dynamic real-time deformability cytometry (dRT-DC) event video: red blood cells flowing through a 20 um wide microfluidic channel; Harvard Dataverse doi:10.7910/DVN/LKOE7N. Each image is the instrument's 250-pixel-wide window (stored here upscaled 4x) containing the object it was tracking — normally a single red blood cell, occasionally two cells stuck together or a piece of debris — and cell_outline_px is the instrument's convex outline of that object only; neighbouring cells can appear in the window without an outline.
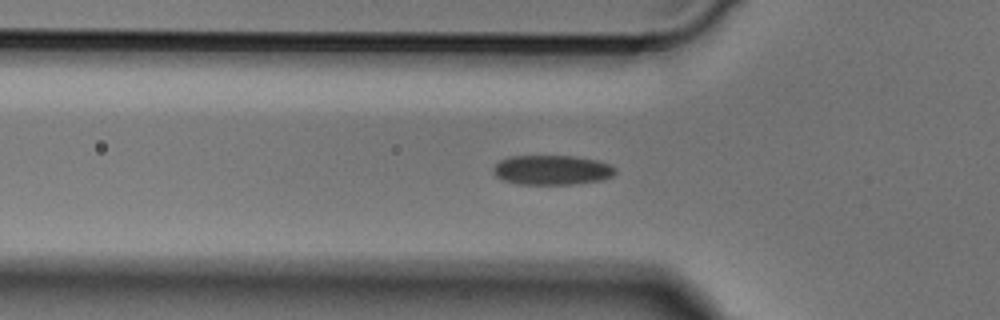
{"species": "Egyptian fruit bat (a non-hibernating species)", "species_latin": "Rousettus aegyptiacus", "temperature_condition": "cold", "stored_images_in_passage": 41, "camera_frame_rate_fps": 3000, "um_per_image_px": 0.085, "animal": {"sex": "male"}, "frame": {"image": 1, "passage_image": 6, "time_ms": 1.667, "image_size_px": [1000, 320], "cell_outline_px": [[616, 172], [612, 176], [600, 180], [572, 184], [520, 184], [504, 180], [496, 176], [492, 172], [492, 168], [500, 160], [508, 156], [576, 156], [596, 160], [608, 164], [616, 168]], "centroid_in_image_um": [46.89, 14.44], "position_along_channel_um": 78.9, "area_um2": 21.04}}
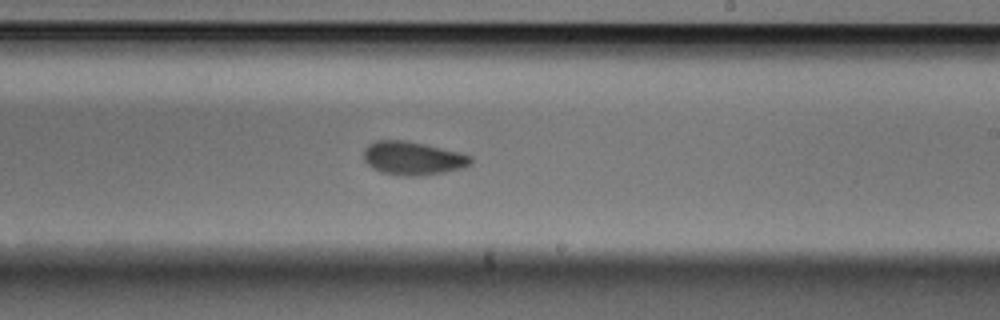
{"frame": {"image": 2, "passage_image": 19, "time_ms": 6.0, "image_size_px": [1000, 320], "cell_outline_px": [[472, 164], [464, 168], [444, 172], [416, 176], [400, 176], [380, 172], [372, 168], [364, 160], [364, 148], [368, 144], [376, 140], [404, 140], [424, 144], [460, 152], [472, 156]], "centroid_in_image_um": [35.09, 13.45], "position_along_channel_um": 253.9, "area_um2": 21.04}}
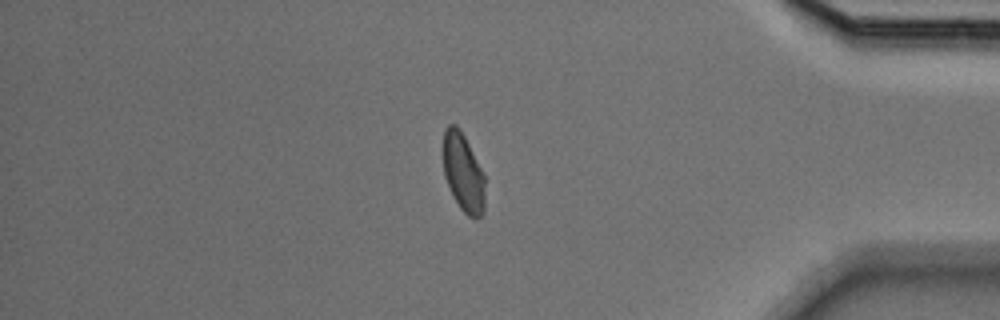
{"frame": {"image": 3, "passage_image": 32, "time_ms": 10.333, "image_size_px": [1000, 320], "cell_outline_px": [[484, 212], [476, 220], [472, 220], [460, 208], [444, 176], [440, 152], [440, 148], [444, 132], [448, 124], [456, 124], [460, 128], [484, 176]], "centroid_in_image_um": [39.32, 14.64], "position_along_channel_um": 395.9, "area_um2": 19.42}}